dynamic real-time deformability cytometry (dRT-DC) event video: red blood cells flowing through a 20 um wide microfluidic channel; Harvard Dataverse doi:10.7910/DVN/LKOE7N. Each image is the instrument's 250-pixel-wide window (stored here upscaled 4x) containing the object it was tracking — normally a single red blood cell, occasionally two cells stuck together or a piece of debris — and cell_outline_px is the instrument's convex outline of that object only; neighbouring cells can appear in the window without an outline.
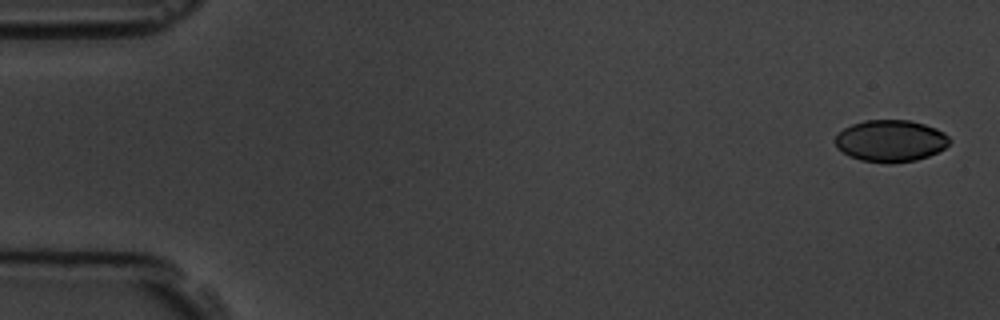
{"species": "common noctule bat (a hibernating species)", "species_latin": "Nyctalus noctula", "temperature_condition": "room temperature", "stored_images_in_passage": 6, "camera_frame_rate_fps": 3000, "um_per_image_px": 0.085, "animal": {"sex": "male", "body_mass_g": 19.5, "forearm_length_mm": 54.6}, "frame": {"image": 1, "passage_image": 1, "time_ms": 0.0, "image_size_px": [1000, 320], "cell_outline_px": [[952, 140], [944, 148], [928, 156], [916, 160], [892, 164], [888, 164], [860, 160], [848, 156], [836, 148], [836, 136], [844, 128], [852, 124], [864, 120], [908, 120], [924, 124], [936, 128], [944, 132]], "centroid_in_image_um": [75.69, 11.98], "position_along_channel_um": 9.3, "area_um2": 28.03}}
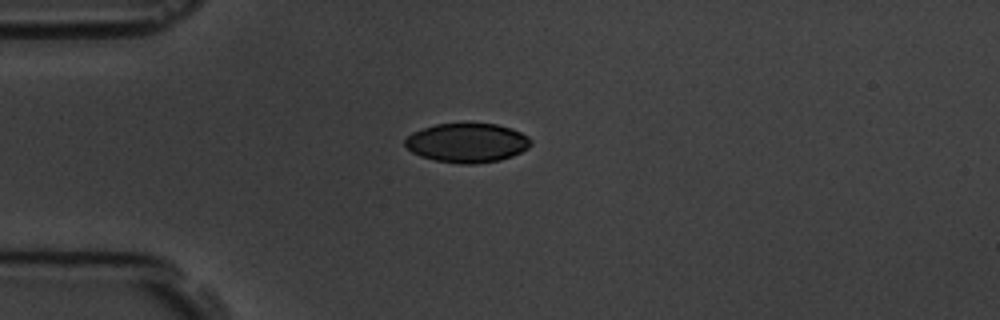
{"frame": {"image": 2, "passage_image": 5, "time_ms": 4.333, "image_size_px": [1000, 320], "cell_outline_px": [[532, 144], [528, 148], [512, 156], [500, 160], [472, 164], [460, 164], [436, 160], [420, 156], [412, 152], [404, 144], [404, 140], [412, 132], [436, 124], [468, 120], [496, 124], [512, 128], [528, 136], [532, 140]], "centroid_in_image_um": [39.72, 12.09], "position_along_channel_um": 45.3, "area_um2": 29.54}}